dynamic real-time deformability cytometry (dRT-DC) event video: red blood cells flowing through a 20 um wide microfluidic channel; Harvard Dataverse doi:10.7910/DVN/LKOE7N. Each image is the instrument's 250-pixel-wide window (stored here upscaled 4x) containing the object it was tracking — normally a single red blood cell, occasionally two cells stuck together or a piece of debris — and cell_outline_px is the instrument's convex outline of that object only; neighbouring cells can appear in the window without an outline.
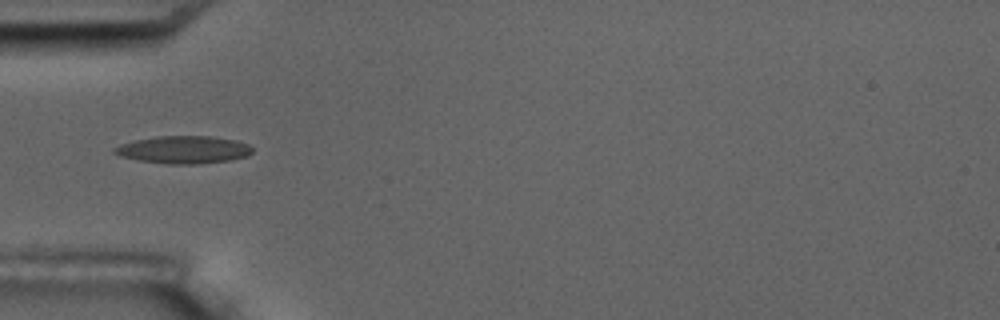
{"species": "common noctule bat (a hibernating species)", "species_latin": "Nyctalus noctula", "temperature_condition": "room temperature", "stored_images_in_passage": 10, "camera_frame_rate_fps": 3000, "um_per_image_px": 0.085, "animal": {"sex": "male", "body_mass_g": 17.5, "forearm_length_mm": 52.3}, "frame": {"image": 1, "passage_image": 5, "time_ms": 5.333, "image_size_px": [1000, 320], "cell_outline_px": [[252, 152], [248, 156], [232, 160], [196, 164], [168, 164], [140, 160], [120, 156], [112, 152], [112, 148], [120, 144], [136, 140], [156, 136], [212, 136], [236, 140], [248, 144], [252, 148]], "centroid_in_image_um": [15.61, 12.72], "position_along_channel_um": 69.4, "area_um2": 22.25}}
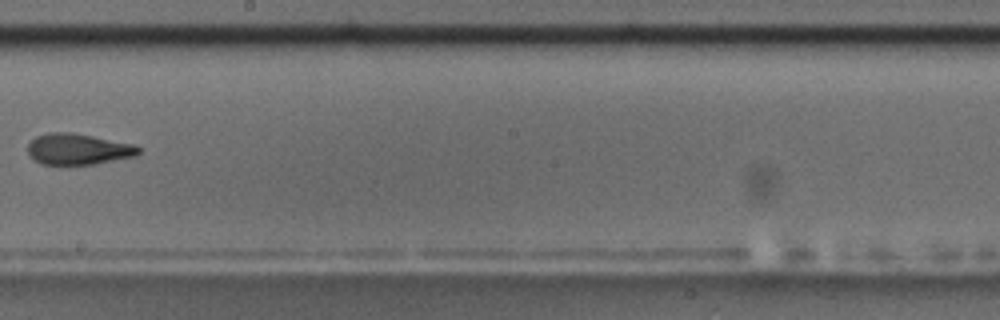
{"frame": {"image": 2, "passage_image": 9, "time_ms": 10.0, "image_size_px": [1000, 320], "cell_outline_px": [[140, 152], [136, 156], [96, 164], [40, 164], [32, 160], [28, 152], [28, 144], [36, 136], [48, 132], [68, 132], [92, 136], [132, 144], [140, 148]], "centroid_in_image_um": [6.61, 12.68], "position_along_channel_um": 241.6, "area_um2": 20.0}}
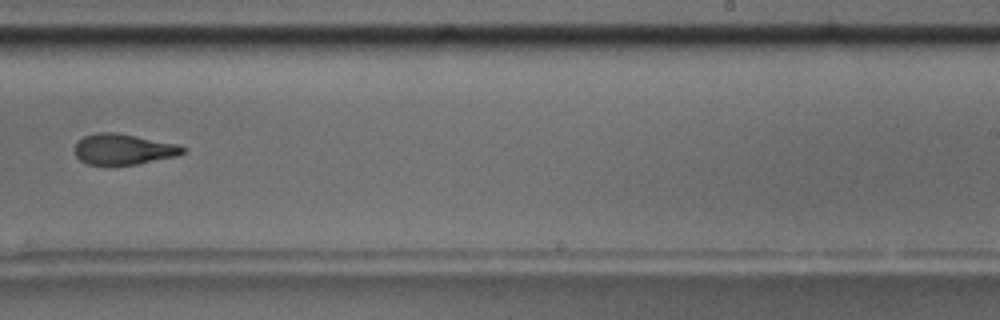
{"frame": {"image": 3, "passage_image": 10, "time_ms": 11.0, "image_size_px": [1000, 320], "cell_outline_px": [[184, 152], [176, 156], [136, 164], [88, 164], [80, 160], [76, 156], [72, 148], [76, 140], [84, 136], [96, 132], [116, 132], [176, 144], [184, 148]], "centroid_in_image_um": [10.39, 12.67], "position_along_channel_um": 278.6, "area_um2": 19.25}}